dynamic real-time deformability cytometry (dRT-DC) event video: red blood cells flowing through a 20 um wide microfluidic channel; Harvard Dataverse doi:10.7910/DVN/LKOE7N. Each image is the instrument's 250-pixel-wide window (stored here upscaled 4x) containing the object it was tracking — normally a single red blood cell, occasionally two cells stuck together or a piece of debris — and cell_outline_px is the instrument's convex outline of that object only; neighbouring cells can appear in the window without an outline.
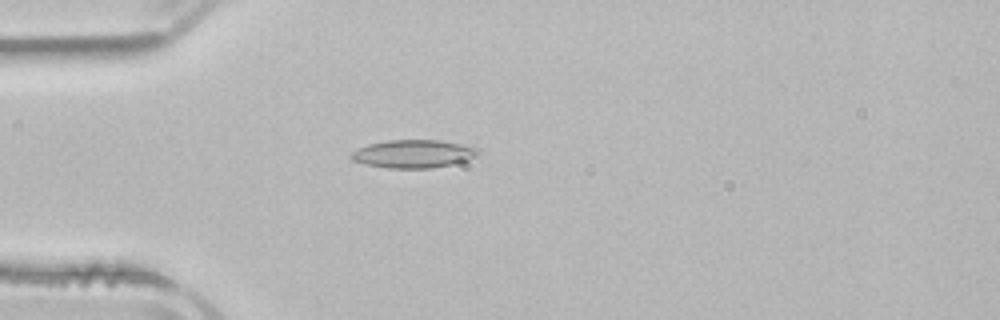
{"species": "common noctule bat (a hibernating species)", "species_latin": "Nyctalus noctula", "temperature_condition": "room temperature", "stored_images_in_passage": 52, "camera_frame_rate_fps": 3000, "um_per_image_px": 0.085, "animal": {"sex": "male", "body_mass_g": 21.5, "forearm_length_mm": 52.0}, "frame": {"image": 1, "passage_image": 14, "time_ms": 4.333, "image_size_px": [1000, 320], "cell_outline_px": [[480, 152], [476, 156], [468, 160], [452, 164], [432, 168], [388, 168], [364, 164], [352, 160], [348, 156], [352, 152], [368, 144], [388, 140], [440, 140], [480, 148]], "centroid_in_image_um": [35.14, 13.08], "position_along_channel_um": 49.9, "area_um2": 20.81}}
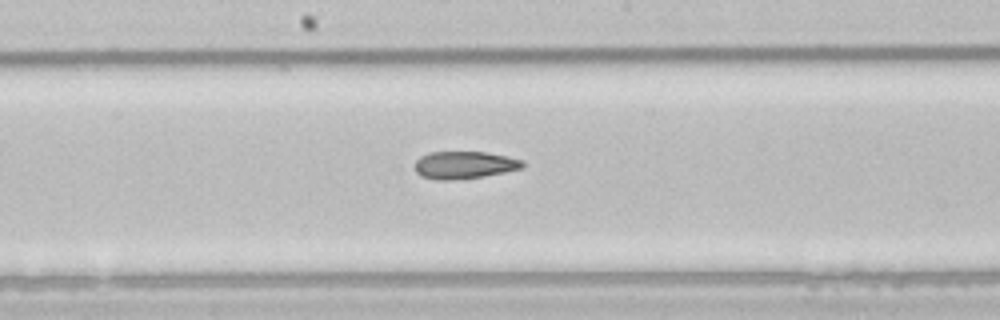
{"frame": {"image": 2, "passage_image": 27, "time_ms": 8.667, "image_size_px": [1000, 320], "cell_outline_px": [[524, 168], [484, 176], [456, 180], [436, 180], [420, 176], [416, 172], [416, 160], [420, 156], [428, 152], [484, 152], [524, 160]], "centroid_in_image_um": [39.45, 14.03], "position_along_channel_um": 208.7, "area_um2": 17.28}}
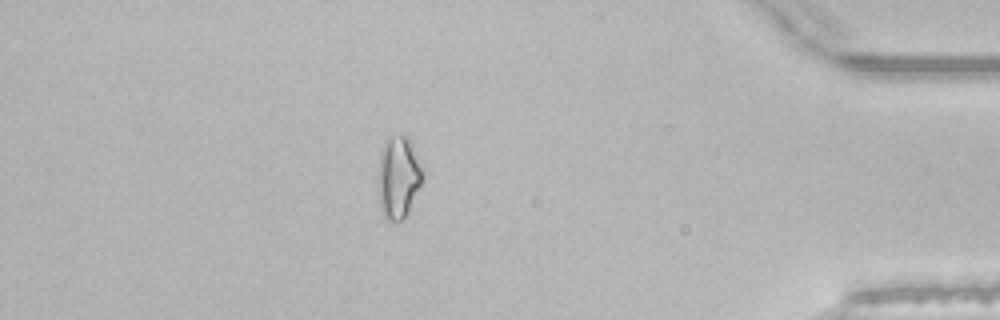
{"frame": {"image": 3, "passage_image": 45, "time_ms": 14.667, "image_size_px": [1000, 320], "cell_outline_px": [[424, 176], [408, 212], [400, 220], [384, 220], [380, 204], [376, 184], [380, 152], [384, 140], [392, 136], [404, 132], [424, 168]], "centroid_in_image_um": [33.83, 15.03], "position_along_channel_um": 401.4, "area_um2": 21.73}, "authors_computed_cell_mechanics": {"area_um2": 19.5942, "velocity_mm_per_s": 3.9191, "shape_relaxation_time_tau1_ms": null, "shape_relaxation_time_tau2_ms": 4.9157, "deformation_change_tau1": null, "deformation_change_tau2": 0.1493}}